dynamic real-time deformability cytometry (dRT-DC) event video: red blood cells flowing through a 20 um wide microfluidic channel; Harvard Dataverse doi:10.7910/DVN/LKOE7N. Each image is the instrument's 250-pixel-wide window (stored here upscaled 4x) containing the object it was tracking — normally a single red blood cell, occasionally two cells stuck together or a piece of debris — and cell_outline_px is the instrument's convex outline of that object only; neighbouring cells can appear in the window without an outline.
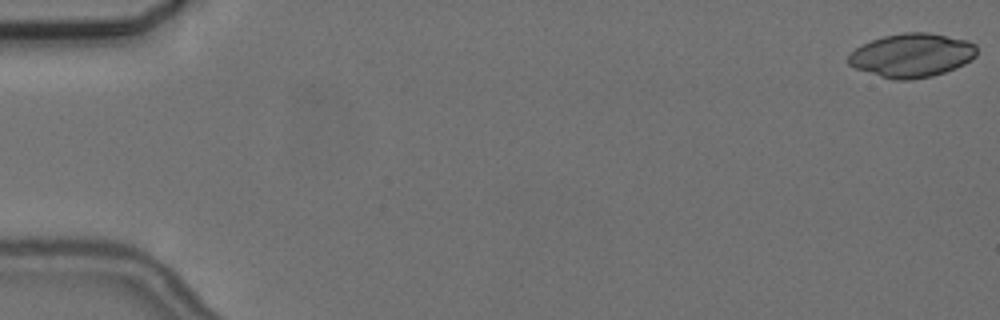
{"species": "common noctule bat (a hibernating species)", "species_latin": "Nyctalus noctula", "temperature_condition": "cold", "stored_images_in_passage": 55, "camera_frame_rate_fps": 3000, "um_per_image_px": 0.085, "animal": {"sex": "female", "body_mass_g": 24.6, "forearm_length_mm": 56.2}, "frame": {"image": 1, "passage_image": 1, "time_ms": 0.0, "image_size_px": [1000, 320], "cell_outline_px": [[976, 56], [972, 60], [956, 68], [932, 76], [908, 80], [896, 80], [880, 76], [856, 68], [848, 64], [848, 56], [856, 48], [872, 40], [884, 36], [904, 32], [928, 32], [968, 40], [976, 44]], "centroid_in_image_um": [77.54, 4.69], "position_along_channel_um": 7.5, "area_um2": 32.66}}
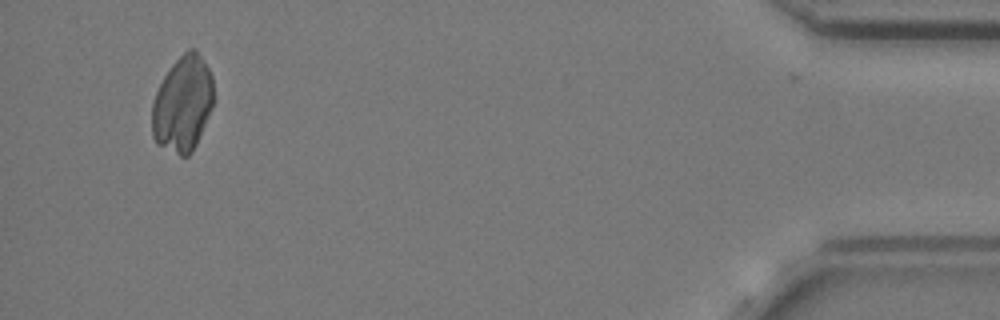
{"frame": {"image": 2, "passage_image": 54, "time_ms": 17.667, "image_size_px": [1000, 320], "cell_outline_px": [[216, 100], [196, 144], [192, 152], [188, 156], [180, 156], [156, 144], [152, 136], [152, 104], [156, 92], [164, 76], [172, 64], [188, 48], [196, 48], [208, 68], [212, 76]], "centroid_in_image_um": [15.55, 8.83], "position_along_channel_um": 419.6, "area_um2": 34.8}}